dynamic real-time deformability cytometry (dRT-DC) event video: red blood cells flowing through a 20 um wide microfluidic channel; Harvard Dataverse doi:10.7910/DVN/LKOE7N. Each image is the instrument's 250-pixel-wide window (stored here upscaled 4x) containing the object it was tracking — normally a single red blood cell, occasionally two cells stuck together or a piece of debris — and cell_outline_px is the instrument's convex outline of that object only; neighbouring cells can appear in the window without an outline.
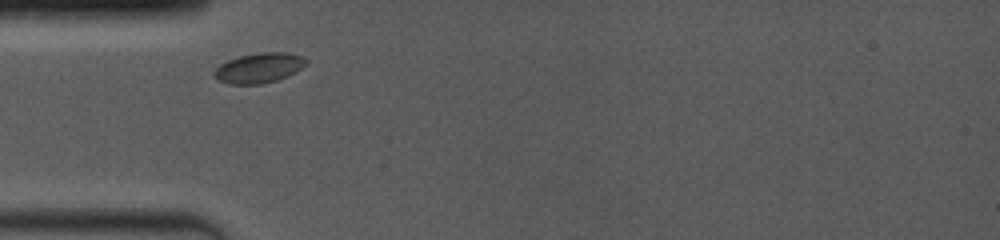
{"species": "common noctule bat (a hibernating species)", "species_latin": "Nyctalus noctula", "temperature_condition": "room temperature", "stored_images_in_passage": 4, "camera_frame_rate_fps": 4000, "um_per_image_px": 0.085, "animal": {"sex": "female", "body_mass_g": 19.0, "forearm_length_mm": 53.3}, "frame": {"image": 1, "passage_image": 1, "time_ms": 0.0, "image_size_px": [1000, 240], "cell_outline_px": [[308, 64], [296, 72], [288, 76], [276, 80], [260, 84], [228, 84], [220, 80], [212, 72], [220, 64], [228, 60], [240, 56], [260, 52], [288, 52], [304, 56], [308, 60]], "centroid_in_image_um": [22.08, 5.76], "position_along_channel_um": 62.9, "area_um2": 16.18}}
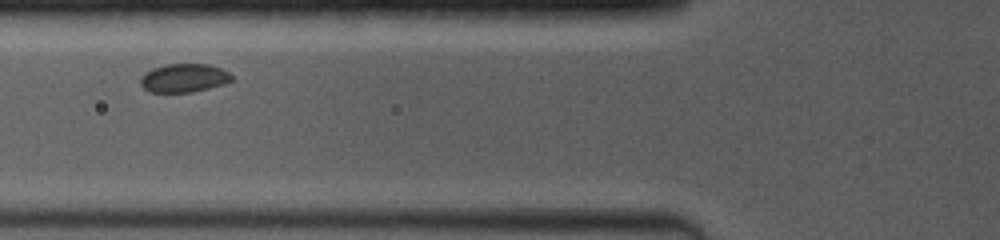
{"frame": {"image": 2, "passage_image": 3, "time_ms": 1.25, "image_size_px": [1000, 240], "cell_outline_px": [[232, 80], [224, 84], [192, 92], [148, 92], [140, 84], [140, 76], [144, 72], [152, 68], [164, 64], [208, 64], [220, 68], [228, 72], [232, 76]], "centroid_in_image_um": [15.59, 6.62], "position_along_channel_um": 110.2, "area_um2": 15.26}}